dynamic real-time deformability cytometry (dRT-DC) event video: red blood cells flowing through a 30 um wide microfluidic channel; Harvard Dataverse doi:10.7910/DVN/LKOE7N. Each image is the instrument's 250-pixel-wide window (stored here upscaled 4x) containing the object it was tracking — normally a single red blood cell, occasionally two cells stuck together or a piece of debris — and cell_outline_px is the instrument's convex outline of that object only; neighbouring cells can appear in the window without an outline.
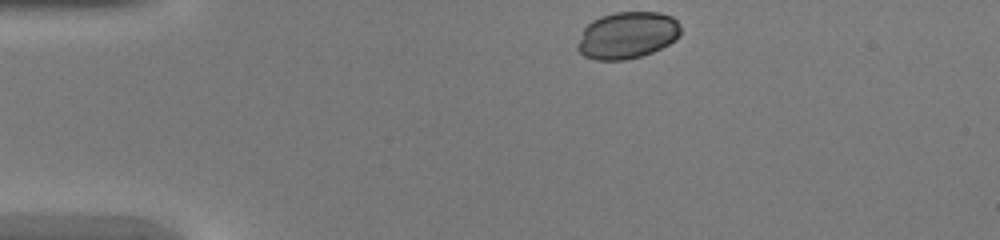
{"species": "common noctule bat (a hibernating species)", "species_latin": "Nyctalus noctula", "temperature_condition": "warm", "stored_images_in_passage": 37, "camera_frame_rate_fps": 3000, "um_per_image_px": 0.085, "animal": {"sex": "female", "body_mass_g": 20.0, "forearm_length_mm": 54.0}, "frame": {"image": 1, "passage_image": 1, "time_ms": 0.0, "image_size_px": [1000, 240], "cell_outline_px": [[680, 36], [676, 40], [652, 52], [640, 56], [624, 60], [596, 60], [584, 56], [576, 48], [576, 44], [584, 28], [592, 20], [600, 16], [616, 12], [660, 12], [672, 16], [676, 20], [680, 28]], "centroid_in_image_um": [53.3, 2.99], "position_along_channel_um": 31.7, "area_um2": 28.26}}
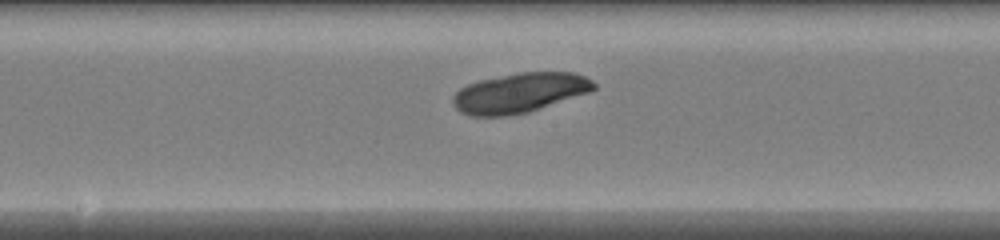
{"frame": {"image": 2, "passage_image": 16, "time_ms": 5.0, "image_size_px": [1000, 240], "cell_outline_px": [[596, 88], [592, 92], [528, 112], [508, 116], [468, 116], [460, 112], [452, 104], [452, 96], [460, 88], [468, 84], [480, 80], [516, 72], [572, 72], [584, 76], [592, 80], [596, 84]], "centroid_in_image_um": [44.17, 7.89], "position_along_channel_um": 204.0, "area_um2": 33.0}}
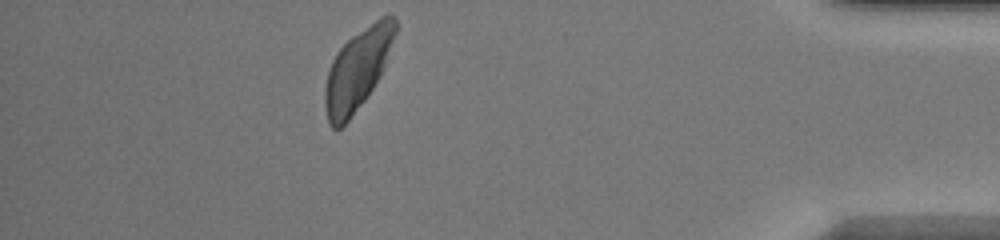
{"frame": {"image": 3, "passage_image": 32, "time_ms": 10.333, "image_size_px": [1000, 240], "cell_outline_px": [[396, 32], [384, 64], [372, 88], [364, 100], [348, 120], [340, 128], [332, 128], [328, 124], [324, 104], [324, 88], [328, 72], [332, 60], [336, 52], [352, 36], [380, 16], [396, 16]], "centroid_in_image_um": [30.34, 5.9], "position_along_channel_um": 404.9, "area_um2": 32.37}}